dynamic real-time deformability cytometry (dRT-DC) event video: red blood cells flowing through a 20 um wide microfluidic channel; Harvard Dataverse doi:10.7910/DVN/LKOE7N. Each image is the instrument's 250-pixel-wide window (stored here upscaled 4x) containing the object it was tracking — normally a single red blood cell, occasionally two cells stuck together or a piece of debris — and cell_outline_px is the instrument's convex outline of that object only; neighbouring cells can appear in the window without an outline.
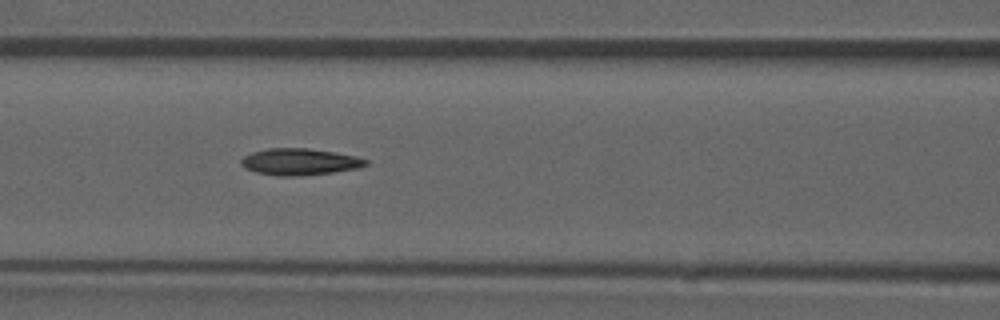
{"species": "common noctule bat (a hibernating species)", "species_latin": "Nyctalus noctula", "temperature_condition": "room temperature", "stored_images_in_passage": 39, "camera_frame_rate_fps": 3000, "um_per_image_px": 0.085, "animal": {"sex": "male", "forearm_length_mm": 52.5}, "frame": {"image": 1, "passage_image": 12, "time_ms": 3.667, "image_size_px": [1000, 320], "cell_outline_px": [[368, 164], [356, 168], [332, 172], [296, 176], [276, 176], [256, 172], [244, 168], [240, 164], [240, 160], [244, 156], [252, 152], [268, 148], [308, 148], [336, 152], [356, 156], [368, 160]], "centroid_in_image_um": [25.43, 13.74], "position_along_channel_um": 141.2, "area_um2": 19.36}}